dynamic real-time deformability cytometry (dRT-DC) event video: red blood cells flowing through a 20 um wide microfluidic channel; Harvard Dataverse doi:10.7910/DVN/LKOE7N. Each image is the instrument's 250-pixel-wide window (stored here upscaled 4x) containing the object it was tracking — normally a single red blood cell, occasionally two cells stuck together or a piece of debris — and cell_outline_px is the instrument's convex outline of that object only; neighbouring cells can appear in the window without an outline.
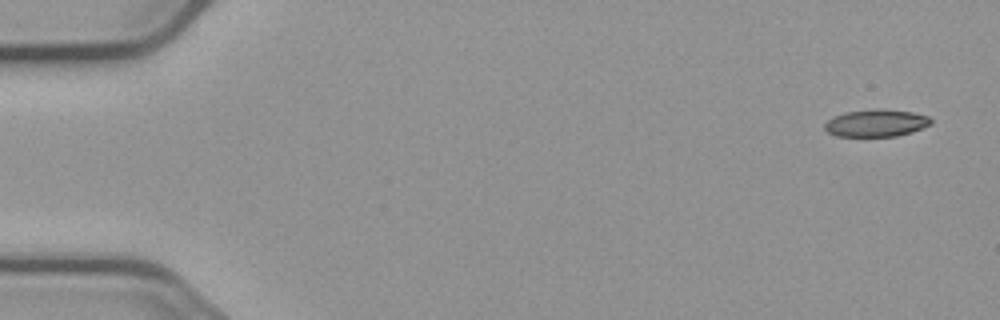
{"species": "common noctule bat (a hibernating species)", "species_latin": "Nyctalus noctula", "temperature_condition": "cold", "stored_images_in_passage": 5, "camera_frame_rate_fps": 3000, "um_per_image_px": 0.085, "animal": {"sex": "male", "body_mass_g": 23.1, "forearm_length_mm": 52.7}, "frame": {"image": 1, "passage_image": 1, "time_ms": 0.0, "image_size_px": [1000, 320], "cell_outline_px": [[932, 124], [912, 132], [896, 136], [836, 136], [828, 132], [824, 128], [824, 124], [832, 116], [844, 112], [876, 108], [912, 112], [928, 116], [932, 120]], "centroid_in_image_um": [74.46, 10.45], "position_along_channel_um": 10.5, "area_um2": 16.99}}